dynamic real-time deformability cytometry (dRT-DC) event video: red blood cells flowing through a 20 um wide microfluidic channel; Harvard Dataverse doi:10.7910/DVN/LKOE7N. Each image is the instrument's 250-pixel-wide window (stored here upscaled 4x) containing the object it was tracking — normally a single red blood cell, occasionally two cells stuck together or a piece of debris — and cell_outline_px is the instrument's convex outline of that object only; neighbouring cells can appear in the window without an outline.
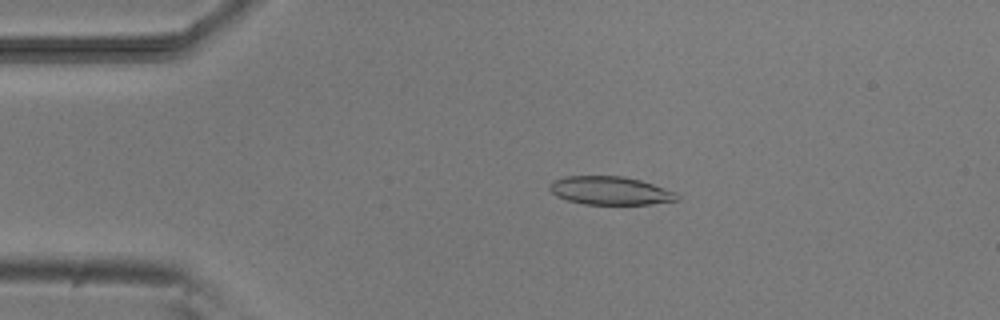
{"species": "common noctule bat (a hibernating species)", "species_latin": "Nyctalus noctula", "temperature_condition": "room temperature", "stored_images_in_passage": 4, "camera_frame_rate_fps": 3000, "um_per_image_px": 0.085, "animal": {"sex": "male", "body_mass_g": 20.5, "forearm_length_mm": 52.5}, "frame": {"image": 1, "passage_image": 3, "time_ms": 2.333, "image_size_px": [1000, 320], "cell_outline_px": [[680, 200], [652, 204], [584, 204], [568, 200], [556, 196], [548, 188], [548, 184], [552, 180], [564, 176], [624, 176], [640, 180], [676, 192], [680, 196]], "centroid_in_image_um": [51.85, 16.2], "position_along_channel_um": 33.1, "area_um2": 21.15}}